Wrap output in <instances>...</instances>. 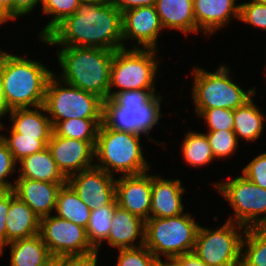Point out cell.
Masks as SVG:
<instances>
[{"label":"cell","instance_id":"c3c4849f","mask_svg":"<svg viewBox=\"0 0 266 266\" xmlns=\"http://www.w3.org/2000/svg\"><path fill=\"white\" fill-rule=\"evenodd\" d=\"M10 55H11L10 53L8 54L7 52L2 51L0 49V73L2 72V69L4 68L5 62Z\"/></svg>","mask_w":266,"mask_h":266},{"label":"cell","instance_id":"9a60e30c","mask_svg":"<svg viewBox=\"0 0 266 266\" xmlns=\"http://www.w3.org/2000/svg\"><path fill=\"white\" fill-rule=\"evenodd\" d=\"M151 198L152 175L148 172L139 175H121L115 180L117 205L144 221L150 218Z\"/></svg>","mask_w":266,"mask_h":266},{"label":"cell","instance_id":"7dc6e473","mask_svg":"<svg viewBox=\"0 0 266 266\" xmlns=\"http://www.w3.org/2000/svg\"><path fill=\"white\" fill-rule=\"evenodd\" d=\"M5 114L7 113H6L5 106H4L3 88H2V83L0 80V118L5 116Z\"/></svg>","mask_w":266,"mask_h":266},{"label":"cell","instance_id":"52a82bcc","mask_svg":"<svg viewBox=\"0 0 266 266\" xmlns=\"http://www.w3.org/2000/svg\"><path fill=\"white\" fill-rule=\"evenodd\" d=\"M190 213L175 217H150L145 221L144 245L157 258L193 252L199 228Z\"/></svg>","mask_w":266,"mask_h":266},{"label":"cell","instance_id":"4dcf8cb0","mask_svg":"<svg viewBox=\"0 0 266 266\" xmlns=\"http://www.w3.org/2000/svg\"><path fill=\"white\" fill-rule=\"evenodd\" d=\"M116 205H105L91 210L86 234L90 245L99 252L102 241L108 239Z\"/></svg>","mask_w":266,"mask_h":266},{"label":"cell","instance_id":"8992f818","mask_svg":"<svg viewBox=\"0 0 266 266\" xmlns=\"http://www.w3.org/2000/svg\"><path fill=\"white\" fill-rule=\"evenodd\" d=\"M193 68L194 71L191 74L194 80L191 95L198 117L204 110L210 108L235 110L256 95L254 88L244 91L234 83L226 65H220L216 72H207L197 66Z\"/></svg>","mask_w":266,"mask_h":266},{"label":"cell","instance_id":"d6a6232c","mask_svg":"<svg viewBox=\"0 0 266 266\" xmlns=\"http://www.w3.org/2000/svg\"><path fill=\"white\" fill-rule=\"evenodd\" d=\"M81 3L79 0H45L42 12L53 17L39 32V39L43 40L65 18L73 15Z\"/></svg>","mask_w":266,"mask_h":266},{"label":"cell","instance_id":"f907efd6","mask_svg":"<svg viewBox=\"0 0 266 266\" xmlns=\"http://www.w3.org/2000/svg\"><path fill=\"white\" fill-rule=\"evenodd\" d=\"M39 266H58V257L51 256L45 263Z\"/></svg>","mask_w":266,"mask_h":266},{"label":"cell","instance_id":"5bb4252c","mask_svg":"<svg viewBox=\"0 0 266 266\" xmlns=\"http://www.w3.org/2000/svg\"><path fill=\"white\" fill-rule=\"evenodd\" d=\"M47 148L67 179L80 171L94 167L95 146L90 141L64 138L52 132Z\"/></svg>","mask_w":266,"mask_h":266},{"label":"cell","instance_id":"d590c367","mask_svg":"<svg viewBox=\"0 0 266 266\" xmlns=\"http://www.w3.org/2000/svg\"><path fill=\"white\" fill-rule=\"evenodd\" d=\"M207 122L208 131L233 130V110L223 108H210L204 110L200 115Z\"/></svg>","mask_w":266,"mask_h":266},{"label":"cell","instance_id":"db71d44e","mask_svg":"<svg viewBox=\"0 0 266 266\" xmlns=\"http://www.w3.org/2000/svg\"><path fill=\"white\" fill-rule=\"evenodd\" d=\"M4 127H5V126H4L3 123L0 121V130H1V129H4Z\"/></svg>","mask_w":266,"mask_h":266},{"label":"cell","instance_id":"f35d334b","mask_svg":"<svg viewBox=\"0 0 266 266\" xmlns=\"http://www.w3.org/2000/svg\"><path fill=\"white\" fill-rule=\"evenodd\" d=\"M241 172L248 180L266 189V152L253 158Z\"/></svg>","mask_w":266,"mask_h":266},{"label":"cell","instance_id":"484cf974","mask_svg":"<svg viewBox=\"0 0 266 266\" xmlns=\"http://www.w3.org/2000/svg\"><path fill=\"white\" fill-rule=\"evenodd\" d=\"M233 117V131L237 139L241 138L248 142L259 139L263 131L265 116L256 106L253 98L233 110Z\"/></svg>","mask_w":266,"mask_h":266},{"label":"cell","instance_id":"7c38bea8","mask_svg":"<svg viewBox=\"0 0 266 266\" xmlns=\"http://www.w3.org/2000/svg\"><path fill=\"white\" fill-rule=\"evenodd\" d=\"M51 256L83 255L95 249L88 242L86 229L57 215L40 218V233Z\"/></svg>","mask_w":266,"mask_h":266},{"label":"cell","instance_id":"cb8c5ba5","mask_svg":"<svg viewBox=\"0 0 266 266\" xmlns=\"http://www.w3.org/2000/svg\"><path fill=\"white\" fill-rule=\"evenodd\" d=\"M18 163L21 165L18 170V178H28L51 183H67V178L59 170L48 148L29 155Z\"/></svg>","mask_w":266,"mask_h":266},{"label":"cell","instance_id":"f546056e","mask_svg":"<svg viewBox=\"0 0 266 266\" xmlns=\"http://www.w3.org/2000/svg\"><path fill=\"white\" fill-rule=\"evenodd\" d=\"M181 146L184 161L192 167L205 166L215 159L206 133L188 131Z\"/></svg>","mask_w":266,"mask_h":266},{"label":"cell","instance_id":"f6af8a7d","mask_svg":"<svg viewBox=\"0 0 266 266\" xmlns=\"http://www.w3.org/2000/svg\"><path fill=\"white\" fill-rule=\"evenodd\" d=\"M157 264L159 266H184L183 263L177 257H166L165 261L158 258Z\"/></svg>","mask_w":266,"mask_h":266},{"label":"cell","instance_id":"8fae6325","mask_svg":"<svg viewBox=\"0 0 266 266\" xmlns=\"http://www.w3.org/2000/svg\"><path fill=\"white\" fill-rule=\"evenodd\" d=\"M214 187L233 208L236 220L230 216L227 221L243 225L246 229L266 227V189L257 186L244 175L224 183L217 182Z\"/></svg>","mask_w":266,"mask_h":266},{"label":"cell","instance_id":"6da1fadb","mask_svg":"<svg viewBox=\"0 0 266 266\" xmlns=\"http://www.w3.org/2000/svg\"><path fill=\"white\" fill-rule=\"evenodd\" d=\"M58 47L123 48L122 13L109 1L81 3L43 40Z\"/></svg>","mask_w":266,"mask_h":266},{"label":"cell","instance_id":"ba28073f","mask_svg":"<svg viewBox=\"0 0 266 266\" xmlns=\"http://www.w3.org/2000/svg\"><path fill=\"white\" fill-rule=\"evenodd\" d=\"M133 45L131 50L126 46L114 52L111 64L109 98L120 91L155 89L154 78L159 66V61L156 59L158 57H155V55L158 50L141 49L135 43ZM113 88L116 89L114 92Z\"/></svg>","mask_w":266,"mask_h":266},{"label":"cell","instance_id":"e575fe53","mask_svg":"<svg viewBox=\"0 0 266 266\" xmlns=\"http://www.w3.org/2000/svg\"><path fill=\"white\" fill-rule=\"evenodd\" d=\"M115 266H156L158 258L143 245L135 248L119 249Z\"/></svg>","mask_w":266,"mask_h":266},{"label":"cell","instance_id":"ac0fdd59","mask_svg":"<svg viewBox=\"0 0 266 266\" xmlns=\"http://www.w3.org/2000/svg\"><path fill=\"white\" fill-rule=\"evenodd\" d=\"M236 0H193L196 33L212 34L227 25L231 17L240 18V4Z\"/></svg>","mask_w":266,"mask_h":266},{"label":"cell","instance_id":"ab89813d","mask_svg":"<svg viewBox=\"0 0 266 266\" xmlns=\"http://www.w3.org/2000/svg\"><path fill=\"white\" fill-rule=\"evenodd\" d=\"M98 251L83 255H64L58 257V266H97Z\"/></svg>","mask_w":266,"mask_h":266},{"label":"cell","instance_id":"7402d4cb","mask_svg":"<svg viewBox=\"0 0 266 266\" xmlns=\"http://www.w3.org/2000/svg\"><path fill=\"white\" fill-rule=\"evenodd\" d=\"M155 7L164 29L196 33L193 0H156Z\"/></svg>","mask_w":266,"mask_h":266},{"label":"cell","instance_id":"8d00e7d4","mask_svg":"<svg viewBox=\"0 0 266 266\" xmlns=\"http://www.w3.org/2000/svg\"><path fill=\"white\" fill-rule=\"evenodd\" d=\"M239 20L266 30V4L254 1L240 3Z\"/></svg>","mask_w":266,"mask_h":266},{"label":"cell","instance_id":"2e32d148","mask_svg":"<svg viewBox=\"0 0 266 266\" xmlns=\"http://www.w3.org/2000/svg\"><path fill=\"white\" fill-rule=\"evenodd\" d=\"M156 7L142 6L122 13V36L124 41L135 40L142 49L157 50L158 34L163 30Z\"/></svg>","mask_w":266,"mask_h":266},{"label":"cell","instance_id":"277c9868","mask_svg":"<svg viewBox=\"0 0 266 266\" xmlns=\"http://www.w3.org/2000/svg\"><path fill=\"white\" fill-rule=\"evenodd\" d=\"M53 74L37 60L10 55L0 73L6 112L44 105L46 86Z\"/></svg>","mask_w":266,"mask_h":266},{"label":"cell","instance_id":"ffe728a7","mask_svg":"<svg viewBox=\"0 0 266 266\" xmlns=\"http://www.w3.org/2000/svg\"><path fill=\"white\" fill-rule=\"evenodd\" d=\"M144 234L145 221L116 205L107 243L116 249L140 247L144 245ZM138 238L139 245L134 244Z\"/></svg>","mask_w":266,"mask_h":266},{"label":"cell","instance_id":"7a4b0ae2","mask_svg":"<svg viewBox=\"0 0 266 266\" xmlns=\"http://www.w3.org/2000/svg\"><path fill=\"white\" fill-rule=\"evenodd\" d=\"M155 89H137L117 92L103 102V124L117 131L145 134L149 138L150 130L161 118V100L163 96L155 94Z\"/></svg>","mask_w":266,"mask_h":266},{"label":"cell","instance_id":"836d02e7","mask_svg":"<svg viewBox=\"0 0 266 266\" xmlns=\"http://www.w3.org/2000/svg\"><path fill=\"white\" fill-rule=\"evenodd\" d=\"M206 136L215 159L233 155L239 144L233 130L207 131Z\"/></svg>","mask_w":266,"mask_h":266},{"label":"cell","instance_id":"e0dca14e","mask_svg":"<svg viewBox=\"0 0 266 266\" xmlns=\"http://www.w3.org/2000/svg\"><path fill=\"white\" fill-rule=\"evenodd\" d=\"M65 183H51L28 178H16L15 195L40 217L50 215L56 209L59 190Z\"/></svg>","mask_w":266,"mask_h":266},{"label":"cell","instance_id":"ee69618b","mask_svg":"<svg viewBox=\"0 0 266 266\" xmlns=\"http://www.w3.org/2000/svg\"><path fill=\"white\" fill-rule=\"evenodd\" d=\"M184 266H208L195 253L189 252L177 256Z\"/></svg>","mask_w":266,"mask_h":266},{"label":"cell","instance_id":"3957f363","mask_svg":"<svg viewBox=\"0 0 266 266\" xmlns=\"http://www.w3.org/2000/svg\"><path fill=\"white\" fill-rule=\"evenodd\" d=\"M114 52L96 47L57 49V60L63 72L60 80L103 100L108 99Z\"/></svg>","mask_w":266,"mask_h":266},{"label":"cell","instance_id":"603a6c76","mask_svg":"<svg viewBox=\"0 0 266 266\" xmlns=\"http://www.w3.org/2000/svg\"><path fill=\"white\" fill-rule=\"evenodd\" d=\"M42 111V113H41ZM47 112L44 105L31 108H17L9 110L11 128L20 133V137H51L53 126L50 118L44 116Z\"/></svg>","mask_w":266,"mask_h":266},{"label":"cell","instance_id":"60d3db41","mask_svg":"<svg viewBox=\"0 0 266 266\" xmlns=\"http://www.w3.org/2000/svg\"><path fill=\"white\" fill-rule=\"evenodd\" d=\"M10 208V190H0V249L6 244V220Z\"/></svg>","mask_w":266,"mask_h":266},{"label":"cell","instance_id":"44dd1931","mask_svg":"<svg viewBox=\"0 0 266 266\" xmlns=\"http://www.w3.org/2000/svg\"><path fill=\"white\" fill-rule=\"evenodd\" d=\"M40 233V217L10 190V208L6 220V243Z\"/></svg>","mask_w":266,"mask_h":266},{"label":"cell","instance_id":"b9f144b4","mask_svg":"<svg viewBox=\"0 0 266 266\" xmlns=\"http://www.w3.org/2000/svg\"><path fill=\"white\" fill-rule=\"evenodd\" d=\"M41 0H13V20L29 14Z\"/></svg>","mask_w":266,"mask_h":266},{"label":"cell","instance_id":"bcb514c9","mask_svg":"<svg viewBox=\"0 0 266 266\" xmlns=\"http://www.w3.org/2000/svg\"><path fill=\"white\" fill-rule=\"evenodd\" d=\"M0 7L13 19V0H0Z\"/></svg>","mask_w":266,"mask_h":266},{"label":"cell","instance_id":"4316f807","mask_svg":"<svg viewBox=\"0 0 266 266\" xmlns=\"http://www.w3.org/2000/svg\"><path fill=\"white\" fill-rule=\"evenodd\" d=\"M57 216L86 229L91 209L79 198L76 191L67 182L62 185L57 197Z\"/></svg>","mask_w":266,"mask_h":266},{"label":"cell","instance_id":"681fc988","mask_svg":"<svg viewBox=\"0 0 266 266\" xmlns=\"http://www.w3.org/2000/svg\"><path fill=\"white\" fill-rule=\"evenodd\" d=\"M13 20L1 7H0V25L7 23L6 21Z\"/></svg>","mask_w":266,"mask_h":266},{"label":"cell","instance_id":"4fadbf2b","mask_svg":"<svg viewBox=\"0 0 266 266\" xmlns=\"http://www.w3.org/2000/svg\"><path fill=\"white\" fill-rule=\"evenodd\" d=\"M113 175L95 166L80 171L67 179L79 198L91 209L117 205Z\"/></svg>","mask_w":266,"mask_h":266},{"label":"cell","instance_id":"816d5d0a","mask_svg":"<svg viewBox=\"0 0 266 266\" xmlns=\"http://www.w3.org/2000/svg\"><path fill=\"white\" fill-rule=\"evenodd\" d=\"M105 0H79L80 3H97Z\"/></svg>","mask_w":266,"mask_h":266},{"label":"cell","instance_id":"9c48e42d","mask_svg":"<svg viewBox=\"0 0 266 266\" xmlns=\"http://www.w3.org/2000/svg\"><path fill=\"white\" fill-rule=\"evenodd\" d=\"M56 77L54 73L49 78L44 101L52 126L58 121L72 118H103L102 98Z\"/></svg>","mask_w":266,"mask_h":266},{"label":"cell","instance_id":"1f68e13d","mask_svg":"<svg viewBox=\"0 0 266 266\" xmlns=\"http://www.w3.org/2000/svg\"><path fill=\"white\" fill-rule=\"evenodd\" d=\"M9 133L10 137L0 134V138L17 163L29 155L43 151L50 140V137H20V133H16L11 127Z\"/></svg>","mask_w":266,"mask_h":266},{"label":"cell","instance_id":"f1b7e54d","mask_svg":"<svg viewBox=\"0 0 266 266\" xmlns=\"http://www.w3.org/2000/svg\"><path fill=\"white\" fill-rule=\"evenodd\" d=\"M241 266H266V227L246 229L242 240Z\"/></svg>","mask_w":266,"mask_h":266},{"label":"cell","instance_id":"83f0119b","mask_svg":"<svg viewBox=\"0 0 266 266\" xmlns=\"http://www.w3.org/2000/svg\"><path fill=\"white\" fill-rule=\"evenodd\" d=\"M102 122L103 118H72L56 122L53 125V132L64 138L90 141L95 146Z\"/></svg>","mask_w":266,"mask_h":266},{"label":"cell","instance_id":"f5cc1de1","mask_svg":"<svg viewBox=\"0 0 266 266\" xmlns=\"http://www.w3.org/2000/svg\"><path fill=\"white\" fill-rule=\"evenodd\" d=\"M257 3L266 4V0H251Z\"/></svg>","mask_w":266,"mask_h":266},{"label":"cell","instance_id":"30bf717a","mask_svg":"<svg viewBox=\"0 0 266 266\" xmlns=\"http://www.w3.org/2000/svg\"><path fill=\"white\" fill-rule=\"evenodd\" d=\"M245 232L243 225L230 221L215 230L199 226L193 253L208 266H241Z\"/></svg>","mask_w":266,"mask_h":266},{"label":"cell","instance_id":"d6986e66","mask_svg":"<svg viewBox=\"0 0 266 266\" xmlns=\"http://www.w3.org/2000/svg\"><path fill=\"white\" fill-rule=\"evenodd\" d=\"M185 189L180 179H164L152 176V198L150 217H175L184 213L182 194Z\"/></svg>","mask_w":266,"mask_h":266},{"label":"cell","instance_id":"5b68a950","mask_svg":"<svg viewBox=\"0 0 266 266\" xmlns=\"http://www.w3.org/2000/svg\"><path fill=\"white\" fill-rule=\"evenodd\" d=\"M140 134L117 131L99 126L94 157L96 168L114 176V171L122 176L139 175L148 172L150 164L144 158Z\"/></svg>","mask_w":266,"mask_h":266},{"label":"cell","instance_id":"d4e9b609","mask_svg":"<svg viewBox=\"0 0 266 266\" xmlns=\"http://www.w3.org/2000/svg\"><path fill=\"white\" fill-rule=\"evenodd\" d=\"M10 246L11 266H39L45 263L51 254L44 244L40 234L6 243L0 249V255L4 253V247Z\"/></svg>","mask_w":266,"mask_h":266},{"label":"cell","instance_id":"74e56055","mask_svg":"<svg viewBox=\"0 0 266 266\" xmlns=\"http://www.w3.org/2000/svg\"><path fill=\"white\" fill-rule=\"evenodd\" d=\"M16 164L11 151L0 138V190H13V182L6 178L16 171Z\"/></svg>","mask_w":266,"mask_h":266},{"label":"cell","instance_id":"7bdbcfd3","mask_svg":"<svg viewBox=\"0 0 266 266\" xmlns=\"http://www.w3.org/2000/svg\"><path fill=\"white\" fill-rule=\"evenodd\" d=\"M121 13L124 11L142 7L154 6L156 0H109Z\"/></svg>","mask_w":266,"mask_h":266}]
</instances>
